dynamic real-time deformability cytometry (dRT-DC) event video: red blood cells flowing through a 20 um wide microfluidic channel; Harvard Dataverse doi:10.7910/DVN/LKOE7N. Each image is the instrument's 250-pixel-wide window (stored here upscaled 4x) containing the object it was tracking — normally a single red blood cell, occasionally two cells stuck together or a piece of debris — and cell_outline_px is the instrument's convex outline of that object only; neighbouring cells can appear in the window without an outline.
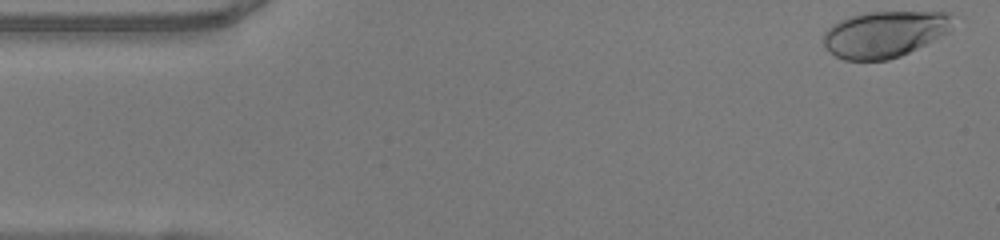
{"species": "human", "species_latin": "Homo sapiens", "temperature_condition": "warm", "stored_images_in_passage": 37, "camera_frame_rate_fps": 3000, "um_per_image_px": 0.085, "donor": {"sex": "female"}, "frame": {"image": 1, "passage_image": 1, "time_ms": 0.0, "image_size_px": [1000, 240], "cell_outline_px": [[952, 28], [948, 32], [900, 56], [888, 60], [844, 60], [828, 52], [824, 44], [824, 32], [832, 24], [840, 20], [852, 16], [868, 12], [952, 12]], "centroid_in_image_um": [75.17, 2.9], "position_along_channel_um": 9.8, "area_um2": 34.74}}
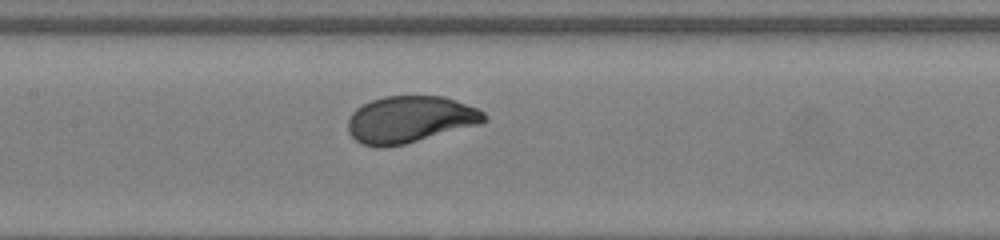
{"frame": {"image": 2, "passage_image": 22, "time_ms": 7.0, "image_size_px": [1000, 240], "cell_outline_px": [[488, 120], [480, 124], [404, 144], [384, 148], [380, 148], [360, 144], [348, 132], [348, 120], [352, 112], [356, 108], [372, 100], [384, 96], [444, 96], [476, 108], [484, 112], [488, 116]], "centroid_in_image_um": [34.84, 10.16], "position_along_channel_um": 172.6, "area_um2": 37.17}}
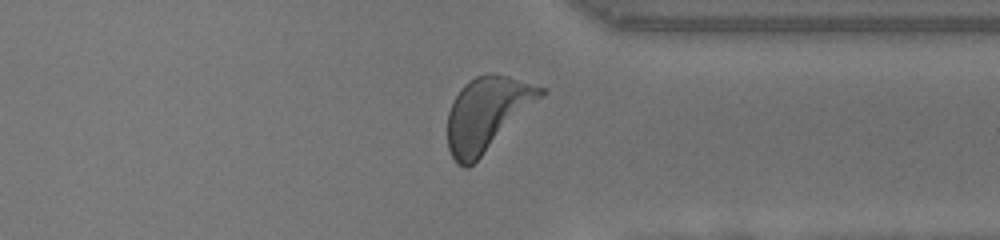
{"frame": {"image": 3, "passage_image": 37, "time_ms": 12.0, "image_size_px": [1000, 240], "cell_outline_px": [[548, 92], [468, 168], [464, 168], [456, 164], [448, 148], [448, 112], [460, 88], [468, 80], [476, 76], [488, 72], [492, 72], [508, 76], [548, 88]], "centroid_in_image_um": [41.41, 9.63], "position_along_channel_um": 370.0, "area_um2": 39.82}, "authors_computed_cell_mechanics": {"area_um2": 36.4718, "velocity_mm_per_s": 4.03, "shape_relaxation_time_tau1_ms": 2.4123, "shape_relaxation_time_tau2_ms": null, "deformation_change_tau1": 0.1514, "deformation_change_tau2": null}}